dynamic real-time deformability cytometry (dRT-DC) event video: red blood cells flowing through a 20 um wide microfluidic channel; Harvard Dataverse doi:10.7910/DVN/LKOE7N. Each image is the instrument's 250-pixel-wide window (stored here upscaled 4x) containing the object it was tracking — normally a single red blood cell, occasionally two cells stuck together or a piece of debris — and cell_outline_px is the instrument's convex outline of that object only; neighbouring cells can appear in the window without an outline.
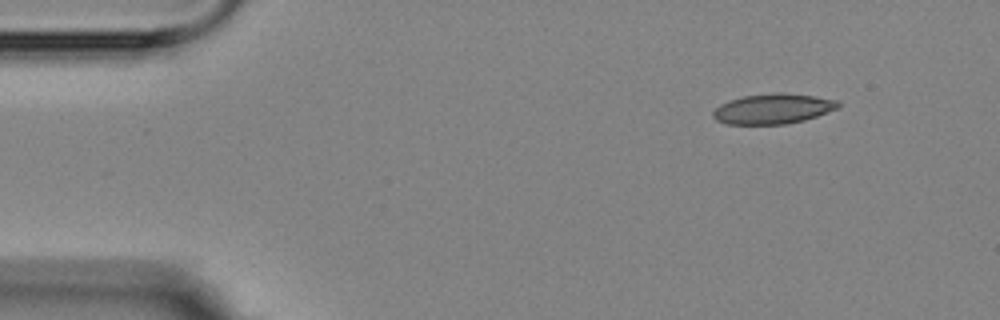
{"species": "Egyptian fruit bat (a non-hibernating species)", "species_latin": "Rousettus aegyptiacus", "temperature_condition": "room temperature", "stored_images_in_passage": 3, "camera_frame_rate_fps": 3000, "um_per_image_px": 0.085, "animal": {"sex": "female"}, "frame": {"image": 1, "passage_image": 1, "time_ms": 0.0, "image_size_px": [1000, 320], "cell_outline_px": [[840, 108], [804, 120], [784, 124], [728, 124], [716, 120], [712, 116], [712, 112], [720, 104], [728, 100], [744, 96], [776, 92], [780, 92], [812, 96], [840, 100]], "centroid_in_image_um": [65.71, 9.24], "position_along_channel_um": 19.3, "area_um2": 22.02}}